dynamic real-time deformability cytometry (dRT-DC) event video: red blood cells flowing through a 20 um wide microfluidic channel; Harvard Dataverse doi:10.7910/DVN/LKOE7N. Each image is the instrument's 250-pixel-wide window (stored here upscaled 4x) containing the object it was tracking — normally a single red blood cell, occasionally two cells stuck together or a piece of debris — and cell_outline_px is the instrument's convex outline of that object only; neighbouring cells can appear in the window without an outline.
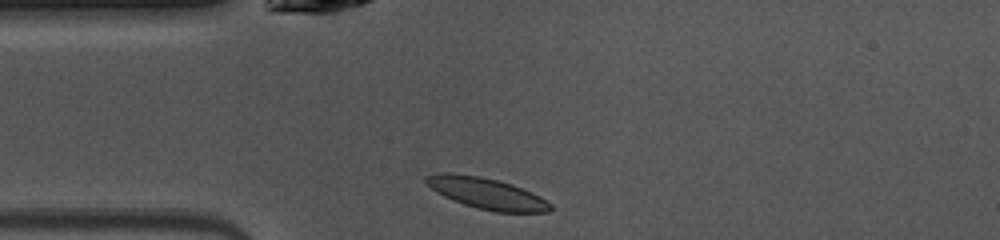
{"species": "common noctule bat (a hibernating species)", "species_latin": "Nyctalus noctula", "temperature_condition": "warm", "stored_images_in_passage": 38, "camera_frame_rate_fps": 3000, "um_per_image_px": 0.085, "animal": {"sex": "female", "body_mass_g": 10.0, "forearm_length_mm": 53.1}, "frame": {"image": 1, "passage_image": 1, "time_ms": 0.0, "image_size_px": [1000, 240], "cell_outline_px": [[552, 208], [548, 212], [496, 212], [464, 204], [444, 196], [436, 192], [424, 180], [424, 176], [440, 172], [448, 172], [480, 176], [512, 184], [532, 192], [540, 196], [552, 204]], "centroid_in_image_um": [41.37, 16.42], "position_along_channel_um": 43.6, "area_um2": 22.43}}
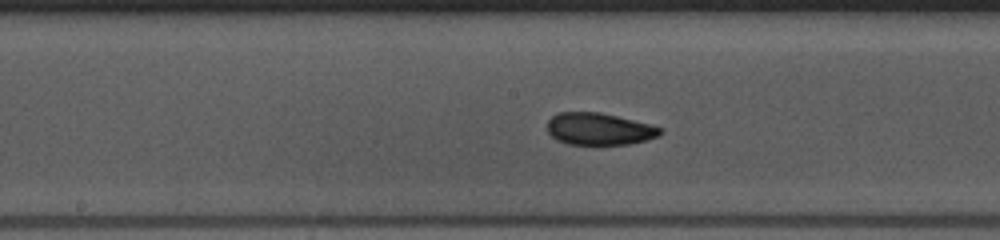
{"frame": {"image": 2, "passage_image": 13, "time_ms": 4.0, "image_size_px": [1000, 240], "cell_outline_px": [[664, 132], [660, 136], [648, 140], [628, 144], [568, 144], [556, 140], [548, 132], [548, 120], [556, 112], [600, 112], [652, 124], [660, 128]], "centroid_in_image_um": [50.95, 10.96], "position_along_channel_um": 197.2, "area_um2": 21.27}}
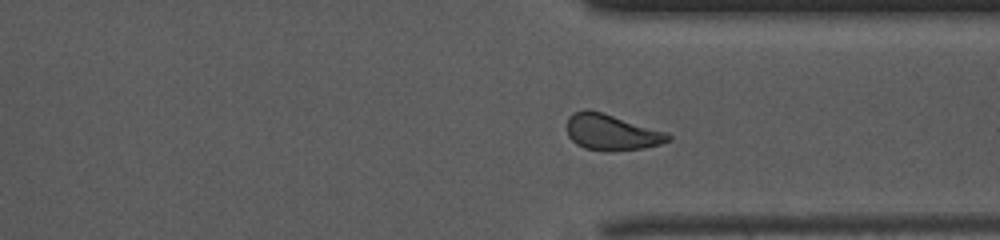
{"frame": {"image": 3, "passage_image": 25, "time_ms": 8.0, "image_size_px": [1000, 240], "cell_outline_px": [[672, 140], [660, 144], [644, 148], [608, 152], [584, 148], [576, 144], [568, 136], [568, 116], [572, 112], [584, 108], [588, 108], [668, 132], [672, 136]], "centroid_in_image_um": [51.99, 11.24], "position_along_channel_um": 359.4, "area_um2": 21.56}, "authors_computed_cell_mechanics": {"area_um2": 21.9062, "velocity_mm_per_s": 4.0606, "shape_relaxation_time_tau1_ms": 3.175, "shape_relaxation_time_tau2_ms": 1.8894, "deformation_change_tau1": 0.121, "deformation_change_tau2": 0.0775}}